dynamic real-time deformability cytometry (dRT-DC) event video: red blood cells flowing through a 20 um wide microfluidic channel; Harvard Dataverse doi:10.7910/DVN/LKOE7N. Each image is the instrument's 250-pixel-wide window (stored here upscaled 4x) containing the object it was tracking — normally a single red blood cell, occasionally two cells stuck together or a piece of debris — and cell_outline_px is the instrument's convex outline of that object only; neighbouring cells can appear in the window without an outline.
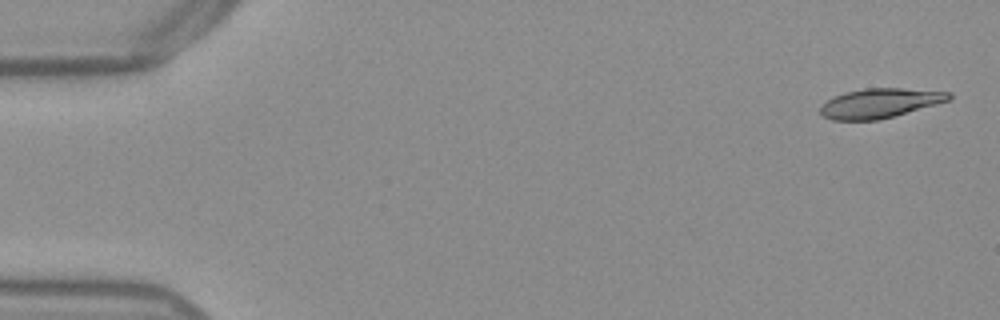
{"species": "Egyptian fruit bat (a non-hibernating species)", "species_latin": "Rousettus aegyptiacus", "temperature_condition": "warm", "stored_images_in_passage": 53, "camera_frame_rate_fps": 3000, "um_per_image_px": 0.085, "frame": {"image": 1, "passage_image": 2, "time_ms": 0.333, "image_size_px": [1000, 320], "cell_outline_px": [[952, 96], [948, 100], [936, 104], [880, 120], [832, 120], [824, 116], [820, 112], [820, 108], [828, 100], [844, 92], [864, 88], [900, 88], [952, 92]], "centroid_in_image_um": [74.79, 8.77], "position_along_channel_um": 10.2, "area_um2": 21.91}}
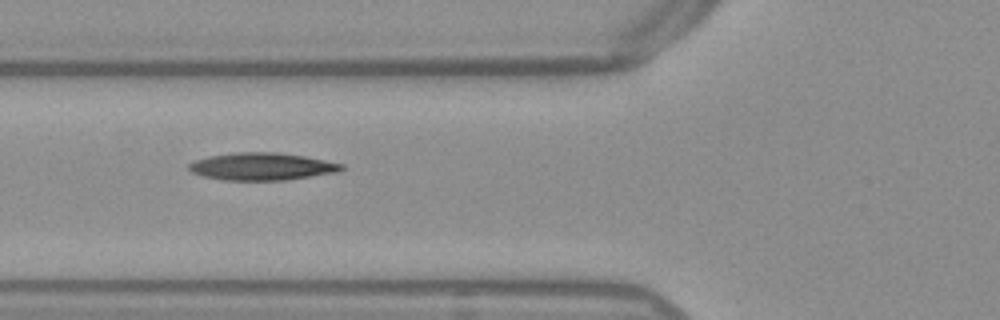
{"frame": {"image": 2, "passage_image": 20, "time_ms": 6.333, "image_size_px": [1000, 320], "cell_outline_px": [[344, 168], [340, 172], [284, 180], [220, 180], [200, 176], [192, 172], [188, 168], [188, 164], [196, 160], [208, 156], [236, 152], [276, 152], [304, 156], [344, 164]], "centroid_in_image_um": [22.25, 14.15], "position_along_channel_um": 103.6, "area_um2": 24.51}}
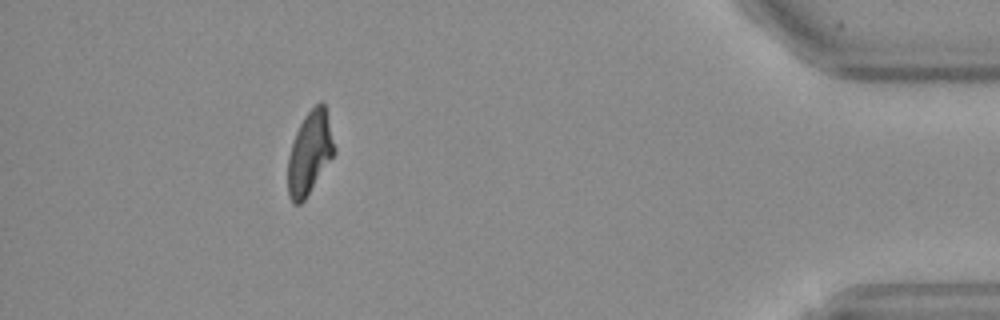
{"frame": {"image": 3, "passage_image": 48, "time_ms": 15.667, "image_size_px": [1000, 320], "cell_outline_px": [[336, 152], [304, 200], [300, 204], [292, 204], [288, 196], [288, 156], [296, 132], [304, 116], [320, 100], [324, 100], [336, 148]], "centroid_in_image_um": [26.34, 12.98], "position_along_channel_um": 408.9, "area_um2": 22.48}, "authors_computed_cell_mechanics": {"area_um2": 23.5246, "velocity_mm_per_s": 3.8437, "shape_relaxation_time_tau1_ms": null, "shape_relaxation_time_tau2_ms": 4.4599, "deformation_change_tau1": null, "deformation_change_tau2": 0.127}}